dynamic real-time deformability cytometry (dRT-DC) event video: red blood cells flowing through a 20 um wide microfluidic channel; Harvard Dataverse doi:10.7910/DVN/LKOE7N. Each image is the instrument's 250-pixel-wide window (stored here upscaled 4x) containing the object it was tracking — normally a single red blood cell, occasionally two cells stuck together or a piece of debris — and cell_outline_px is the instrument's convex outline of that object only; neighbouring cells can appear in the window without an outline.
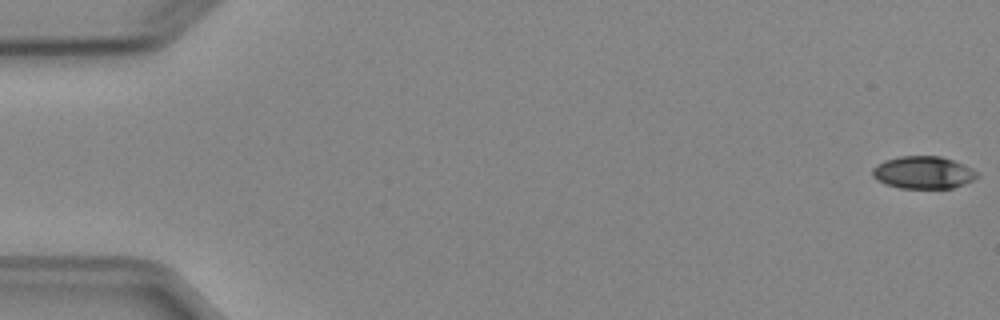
{"species": "Egyptian fruit bat (a non-hibernating species)", "species_latin": "Rousettus aegyptiacus", "temperature_condition": "cold", "stored_images_in_passage": 52, "camera_frame_rate_fps": 3000, "um_per_image_px": 0.085, "animal": {"sex": "female"}, "frame": {"image": 1, "passage_image": 1, "time_ms": 0.0, "image_size_px": [1000, 320], "cell_outline_px": [[980, 176], [964, 184], [952, 188], [900, 188], [884, 184], [876, 180], [872, 176], [872, 168], [876, 164], [884, 160], [900, 156], [940, 156], [964, 164], [972, 168]], "centroid_in_image_um": [78.45, 14.66], "position_along_channel_um": 6.6, "area_um2": 19.94}}
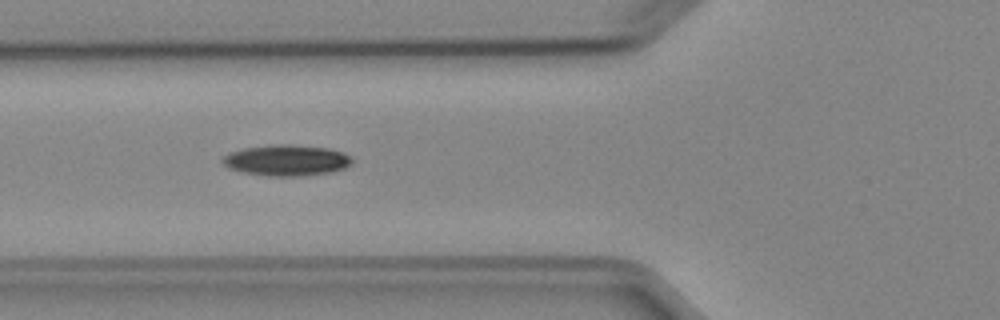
{"frame": {"image": 2, "passage_image": 20, "time_ms": 6.333, "image_size_px": [1000, 320], "cell_outline_px": [[352, 164], [344, 168], [332, 172], [300, 176], [268, 176], [240, 172], [228, 168], [220, 160], [224, 156], [232, 152], [244, 148], [272, 144], [288, 144], [328, 148], [344, 152], [352, 156]], "centroid_in_image_um": [24.37, 13.63], "position_along_channel_um": 101.4, "area_um2": 23.58}}
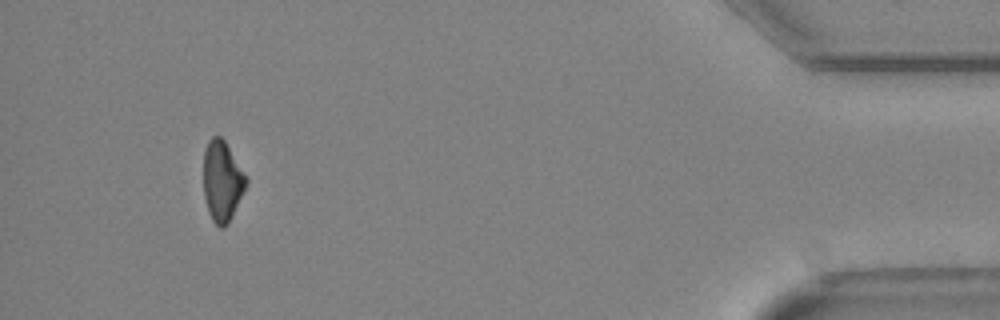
{"frame": {"image": 3, "passage_image": 49, "time_ms": 16.0, "image_size_px": [1000, 320], "cell_outline_px": [[248, 184], [228, 224], [224, 228], [220, 228], [212, 220], [208, 212], [204, 196], [204, 152], [208, 140], [212, 136], [220, 136], [224, 140], [248, 176]], "centroid_in_image_um": [18.9, 15.4], "position_along_channel_um": 416.3, "area_um2": 20.23}, "authors_computed_cell_mechanics": {"area_um2": 21.0103, "velocity_mm_per_s": 3.9422, "shape_relaxation_time_tau1_ms": 3.5376, "shape_relaxation_time_tau2_ms": null, "deformation_change_tau1": 0.1053, "deformation_change_tau2": null}}